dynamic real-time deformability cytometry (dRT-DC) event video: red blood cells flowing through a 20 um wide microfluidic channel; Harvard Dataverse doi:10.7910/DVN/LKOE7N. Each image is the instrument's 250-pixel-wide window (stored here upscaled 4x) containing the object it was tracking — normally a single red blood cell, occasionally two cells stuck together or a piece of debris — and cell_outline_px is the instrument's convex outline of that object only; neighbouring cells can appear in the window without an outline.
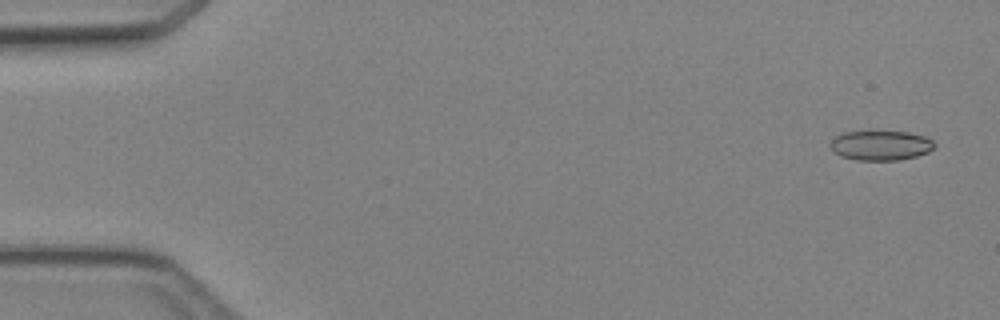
{"species": "Egyptian fruit bat (a non-hibernating species)", "species_latin": "Rousettus aegyptiacus", "temperature_condition": "cold", "stored_images_in_passage": 4, "camera_frame_rate_fps": 3000, "um_per_image_px": 0.085, "animal": {"sex": "female"}, "frame": {"image": 1, "passage_image": 1, "time_ms": 0.0, "image_size_px": [1000, 320], "cell_outline_px": [[936, 148], [928, 152], [916, 156], [896, 160], [856, 160], [840, 156], [828, 144], [836, 136], [844, 132], [908, 132], [924, 136], [932, 140], [936, 144]], "centroid_in_image_um": [74.88, 12.37], "position_along_channel_um": 10.1, "area_um2": 17.92}}
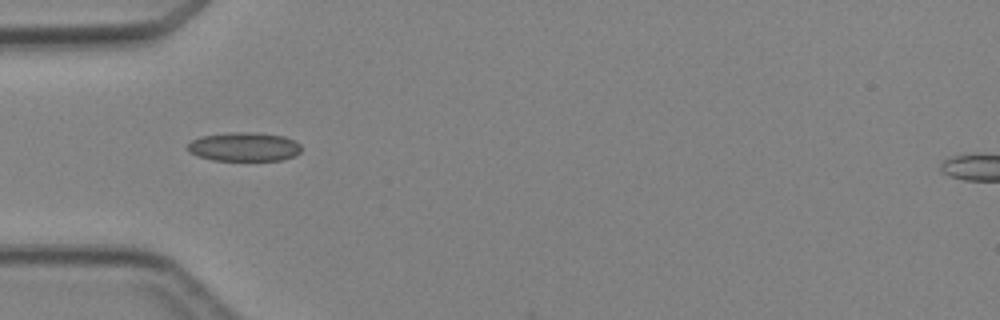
{"frame": {"image": 2, "passage_image": 4, "time_ms": 4.333, "image_size_px": [1000, 320], "cell_outline_px": [[300, 152], [296, 156], [284, 160], [212, 160], [196, 156], [188, 152], [184, 148], [192, 140], [200, 136], [232, 132], [256, 132], [284, 136], [296, 140], [300, 144]], "centroid_in_image_um": [20.74, 12.48], "position_along_channel_um": 64.3, "area_um2": 19.54}}